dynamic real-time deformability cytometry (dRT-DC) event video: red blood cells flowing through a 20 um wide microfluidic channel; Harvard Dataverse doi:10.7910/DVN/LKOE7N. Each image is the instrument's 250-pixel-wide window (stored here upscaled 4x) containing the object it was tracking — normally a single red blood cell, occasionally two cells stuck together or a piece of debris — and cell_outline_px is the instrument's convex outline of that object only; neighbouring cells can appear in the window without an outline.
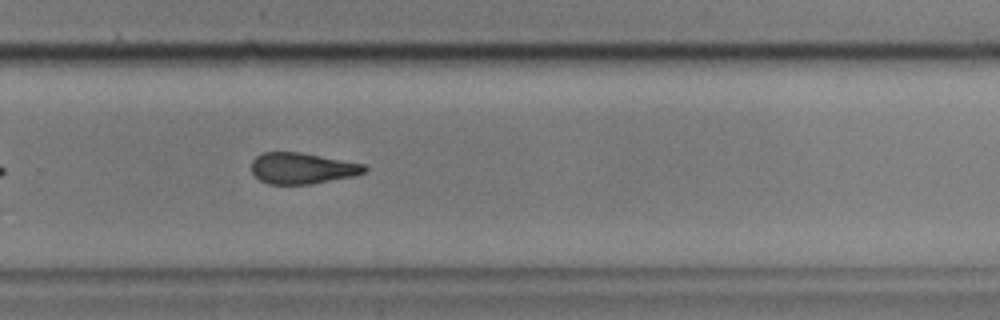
{"species": "common noctule bat (a hibernating species)", "species_latin": "Nyctalus noctula", "temperature_condition": "cold", "stored_images_in_passage": 41, "camera_frame_rate_fps": 3000, "um_per_image_px": 0.085, "animal": {"sex": "male", "body_mass_g": 17.9, "forearm_length_mm": 54.2}, "frame": {"image": 1, "passage_image": 24, "time_ms": 7.667, "image_size_px": [1000, 320], "cell_outline_px": [[368, 168], [364, 172], [352, 176], [312, 184], [268, 184], [260, 180], [252, 172], [252, 160], [256, 156], [264, 152], [300, 152], [364, 164]], "centroid_in_image_um": [25.66, 14.3], "position_along_channel_um": 304.1, "area_um2": 20.35}}
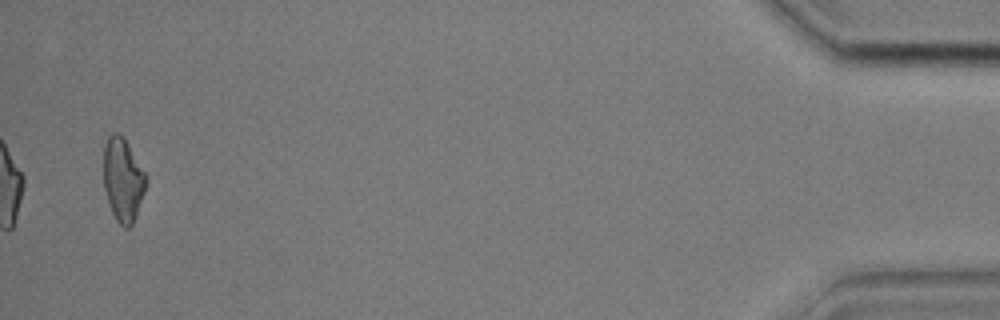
{"frame": {"image": 2, "passage_image": 41, "time_ms": 13.333, "image_size_px": [1000, 320], "cell_outline_px": [[148, 180], [144, 192], [132, 224], [128, 228], [124, 228], [116, 220], [112, 212], [104, 188], [104, 144], [108, 136], [112, 132], [120, 132], [124, 136], [144, 172]], "centroid_in_image_um": [10.44, 15.23], "position_along_channel_um": 424.8, "area_um2": 20.52}, "authors_computed_cell_mechanics": {"area_um2": 21.5016, "velocity_mm_per_s": 3.6098, "shape_relaxation_time_tau1_ms": null, "shape_relaxation_time_tau2_ms": 5.0811, "deformation_change_tau1": null, "deformation_change_tau2": 0.143}}